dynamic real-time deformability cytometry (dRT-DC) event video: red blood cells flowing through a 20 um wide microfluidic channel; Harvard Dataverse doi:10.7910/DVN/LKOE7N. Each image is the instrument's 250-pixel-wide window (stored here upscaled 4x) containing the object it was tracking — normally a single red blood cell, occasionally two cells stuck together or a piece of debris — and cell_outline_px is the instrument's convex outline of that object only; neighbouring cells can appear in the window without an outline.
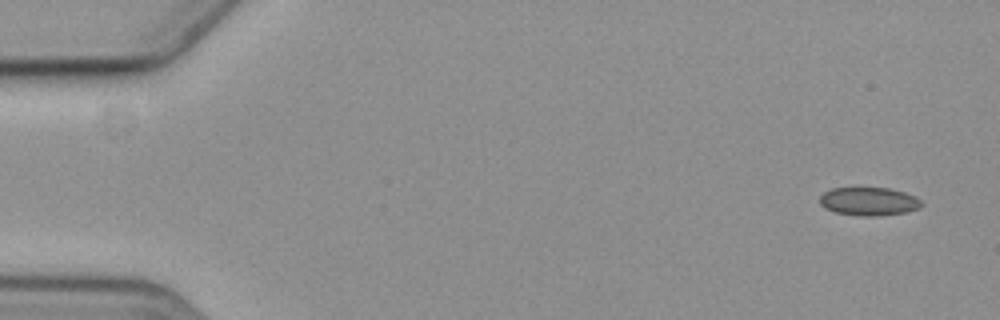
{"species": "common noctule bat (a hibernating species)", "species_latin": "Nyctalus noctula", "temperature_condition": "cold", "stored_images_in_passage": 5, "camera_frame_rate_fps": 3000, "um_per_image_px": 0.085, "animal": {"sex": "female", "body_mass_g": 19.3, "forearm_length_mm": 54.1}, "frame": {"image": 1, "passage_image": 1, "time_ms": 0.0, "image_size_px": [1000, 320], "cell_outline_px": [[924, 204], [908, 212], [876, 216], [860, 216], [836, 212], [820, 204], [820, 196], [824, 192], [832, 188], [892, 188], [916, 196]], "centroid_in_image_um": [73.88, 17.11], "position_along_channel_um": 11.1, "area_um2": 16.7}}
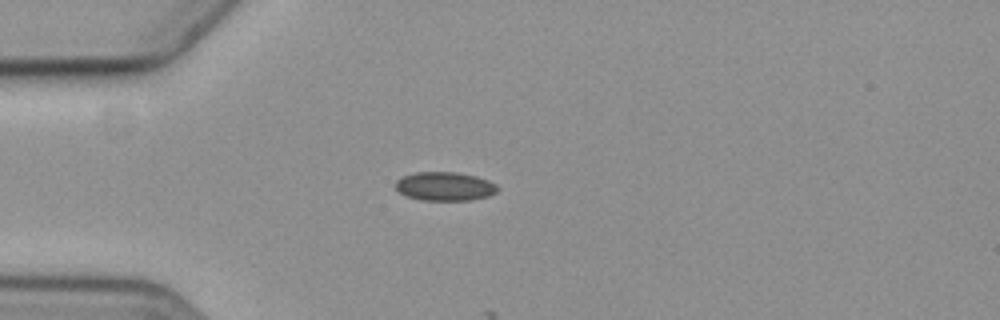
{"frame": {"image": 2, "passage_image": 4, "time_ms": 4.333, "image_size_px": [1000, 320], "cell_outline_px": [[500, 188], [496, 192], [488, 196], [468, 200], [420, 200], [408, 196], [400, 192], [396, 188], [396, 180], [404, 176], [416, 172], [456, 172], [476, 176], [488, 180], [496, 184]], "centroid_in_image_um": [37.83, 15.83], "position_along_channel_um": 47.2, "area_um2": 16.99}}